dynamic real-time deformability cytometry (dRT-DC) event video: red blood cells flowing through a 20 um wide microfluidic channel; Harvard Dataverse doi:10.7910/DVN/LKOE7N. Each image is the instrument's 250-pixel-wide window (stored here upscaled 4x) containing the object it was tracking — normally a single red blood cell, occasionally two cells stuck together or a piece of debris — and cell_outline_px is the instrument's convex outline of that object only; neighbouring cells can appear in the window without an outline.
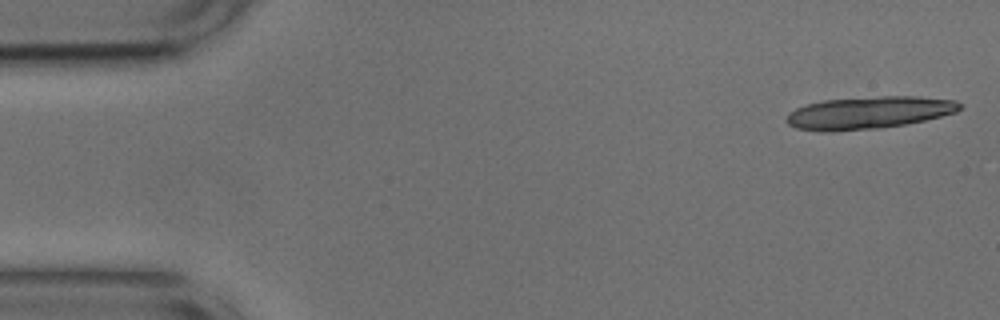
{"species": "common noctule bat (a hibernating species)", "species_latin": "Nyctalus noctula", "temperature_condition": "cold", "stored_images_in_passage": 16, "camera_frame_rate_fps": 3000, "um_per_image_px": 0.085, "animal": {"sex": "male", "body_mass_g": 17.9, "forearm_length_mm": 54.2}, "frame": {"image": 1, "passage_image": 1, "time_ms": 0.0, "image_size_px": [1000, 320], "cell_outline_px": [[964, 108], [956, 112], [924, 120], [904, 124], [876, 128], [828, 132], [820, 132], [796, 128], [788, 124], [784, 120], [788, 112], [796, 108], [808, 104], [824, 100], [880, 96], [916, 96], [956, 100], [964, 104]], "centroid_in_image_um": [73.84, 9.57], "position_along_channel_um": 11.2, "area_um2": 32.83}}